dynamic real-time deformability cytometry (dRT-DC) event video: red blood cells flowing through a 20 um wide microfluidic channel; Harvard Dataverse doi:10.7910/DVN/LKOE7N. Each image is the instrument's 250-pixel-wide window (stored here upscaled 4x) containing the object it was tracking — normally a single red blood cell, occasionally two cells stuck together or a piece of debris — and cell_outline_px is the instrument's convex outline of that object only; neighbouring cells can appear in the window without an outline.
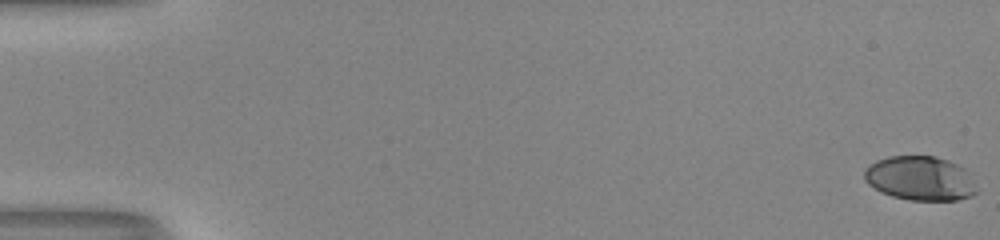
{"species": "human", "species_latin": "Homo sapiens", "temperature_condition": "room temperature", "stored_images_in_passage": 53, "camera_frame_rate_fps": 3000, "um_per_image_px": 0.085, "donor": {"sex": "male"}, "frame": {"image": 1, "passage_image": 1, "time_ms": 0.0, "image_size_px": [1000, 240], "cell_outline_px": [[980, 192], [972, 196], [956, 200], [908, 200], [892, 196], [880, 192], [868, 184], [864, 180], [864, 168], [868, 164], [876, 160], [888, 156], [936, 156], [948, 160], [964, 168]], "centroid_in_image_um": [78.19, 15.16], "position_along_channel_um": 6.8, "area_um2": 29.3}}
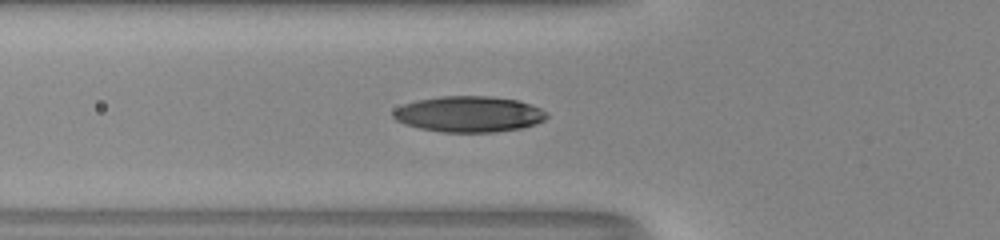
{"frame": {"image": 2, "passage_image": 21, "time_ms": 6.667, "image_size_px": [1000, 240], "cell_outline_px": [[548, 116], [544, 120], [536, 124], [524, 128], [496, 132], [444, 132], [420, 128], [404, 124], [396, 120], [392, 116], [392, 112], [396, 108], [404, 104], [416, 100], [440, 96], [492, 96], [516, 100], [540, 108], [548, 112]], "centroid_in_image_um": [39.87, 9.7], "position_along_channel_um": 85.9, "area_um2": 32.25}}
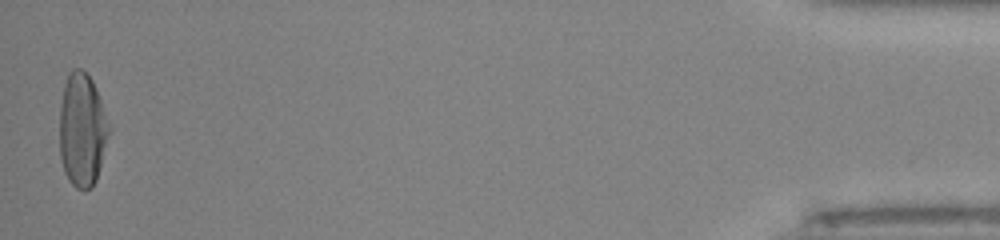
{"frame": {"image": 3, "passage_image": 53, "time_ms": 17.333, "image_size_px": [1000, 240], "cell_outline_px": [[112, 128], [96, 180], [92, 188], [84, 192], [76, 188], [68, 180], [64, 172], [60, 156], [60, 104], [64, 84], [68, 72], [72, 68], [80, 68], [92, 80], [96, 88]], "centroid_in_image_um": [7.0, 11.06], "position_along_channel_um": 428.2, "area_um2": 33.29}, "authors_computed_cell_mechanics": {"area_um2": 30.9808, "velocity_mm_per_s": 4.0626, "shape_relaxation_time_tau1_ms": 4.1907, "shape_relaxation_time_tau2_ms": 0.8896, "deformation_change_tau1": 0.1946, "deformation_change_tau2": 0.0463}}